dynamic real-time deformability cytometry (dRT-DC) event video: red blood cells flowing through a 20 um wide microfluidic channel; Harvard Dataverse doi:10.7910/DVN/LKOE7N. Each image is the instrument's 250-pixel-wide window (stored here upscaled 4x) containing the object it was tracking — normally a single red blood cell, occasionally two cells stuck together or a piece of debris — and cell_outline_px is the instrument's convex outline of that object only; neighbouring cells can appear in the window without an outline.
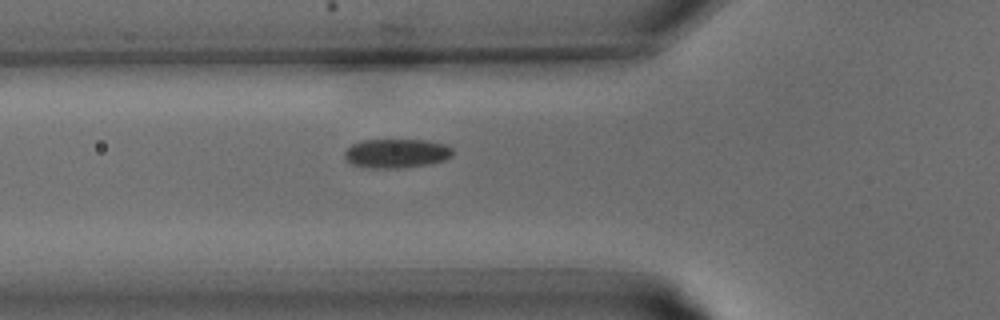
{"species": "common noctule bat (a hibernating species)", "species_latin": "Nyctalus noctula", "temperature_condition": "warm", "stored_images_in_passage": 23, "camera_frame_rate_fps": 3000, "um_per_image_px": 0.085, "animal": {"sex": "male", "body_mass_g": 15.6}, "frame": {"image": 1, "passage_image": 3, "time_ms": 0.667, "image_size_px": [1000, 320], "cell_outline_px": [[452, 156], [444, 160], [428, 164], [400, 168], [364, 168], [352, 164], [344, 156], [344, 152], [352, 144], [364, 140], [424, 140], [444, 144], [452, 148]], "centroid_in_image_um": [33.68, 13.04], "position_along_channel_um": 92.1, "area_um2": 18.26}}
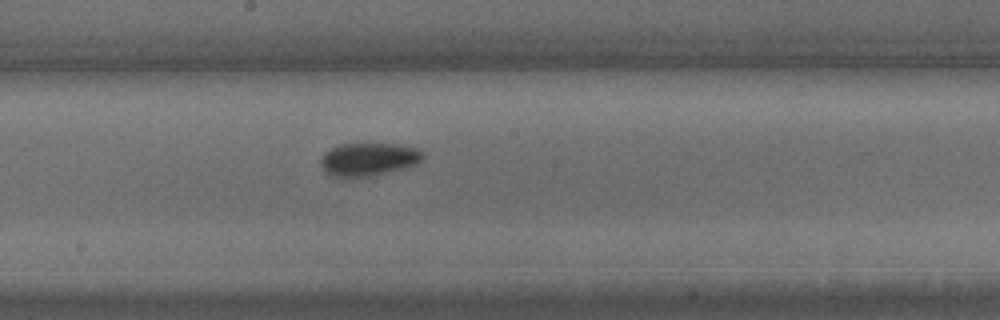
{"frame": {"image": 2, "passage_image": 9, "time_ms": 2.667, "image_size_px": [1000, 320], "cell_outline_px": [[424, 156], [416, 164], [404, 168], [368, 176], [332, 176], [320, 164], [320, 156], [324, 152], [340, 144], [400, 144], [420, 148], [424, 152]], "centroid_in_image_um": [31.36, 13.51], "position_along_channel_um": 216.8, "area_um2": 19.48}}
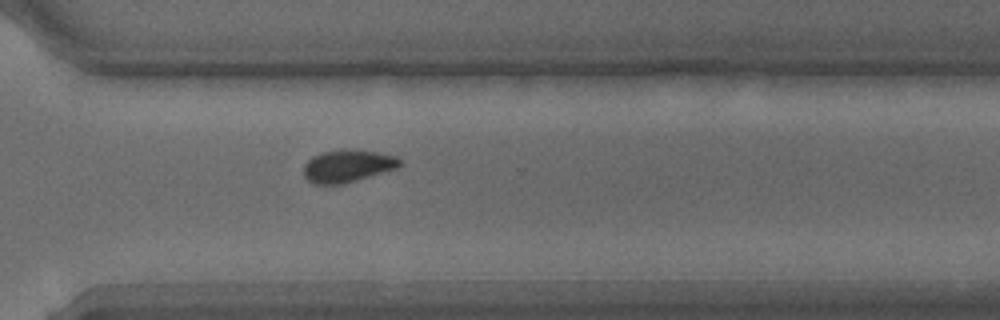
{"frame": {"image": 3, "passage_image": 15, "time_ms": 4.667, "image_size_px": [1000, 320], "cell_outline_px": [[400, 164], [396, 168], [340, 184], [312, 184], [304, 176], [304, 164], [312, 156], [320, 152], [380, 152], [396, 156], [400, 160]], "centroid_in_image_um": [29.49, 14.14], "position_along_channel_um": 341.1, "area_um2": 17.22}}